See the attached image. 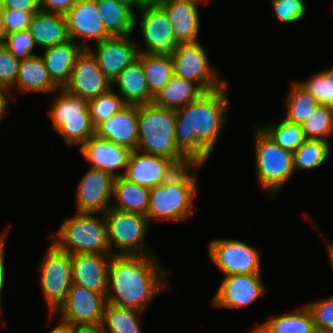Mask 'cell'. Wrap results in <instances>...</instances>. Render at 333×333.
<instances>
[{"label": "cell", "instance_id": "obj_1", "mask_svg": "<svg viewBox=\"0 0 333 333\" xmlns=\"http://www.w3.org/2000/svg\"><path fill=\"white\" fill-rule=\"evenodd\" d=\"M227 84L206 91L185 107L175 110V140L184 154H190L205 163L226 123L228 112Z\"/></svg>", "mask_w": 333, "mask_h": 333}, {"label": "cell", "instance_id": "obj_2", "mask_svg": "<svg viewBox=\"0 0 333 333\" xmlns=\"http://www.w3.org/2000/svg\"><path fill=\"white\" fill-rule=\"evenodd\" d=\"M167 275L168 271L153 254L113 255L108 271L107 302L144 312L156 295L168 289Z\"/></svg>", "mask_w": 333, "mask_h": 333}, {"label": "cell", "instance_id": "obj_3", "mask_svg": "<svg viewBox=\"0 0 333 333\" xmlns=\"http://www.w3.org/2000/svg\"><path fill=\"white\" fill-rule=\"evenodd\" d=\"M96 213L75 212L64 220L58 231L49 239L61 250L69 254L88 253L111 255L107 238L105 216Z\"/></svg>", "mask_w": 333, "mask_h": 333}, {"label": "cell", "instance_id": "obj_4", "mask_svg": "<svg viewBox=\"0 0 333 333\" xmlns=\"http://www.w3.org/2000/svg\"><path fill=\"white\" fill-rule=\"evenodd\" d=\"M138 127V151L168 159L184 155L175 140V110L159 107L154 102L138 105Z\"/></svg>", "mask_w": 333, "mask_h": 333}, {"label": "cell", "instance_id": "obj_5", "mask_svg": "<svg viewBox=\"0 0 333 333\" xmlns=\"http://www.w3.org/2000/svg\"><path fill=\"white\" fill-rule=\"evenodd\" d=\"M54 96L48 111L52 127L68 147L81 146L94 135V126L88 110V100L74 95L64 88Z\"/></svg>", "mask_w": 333, "mask_h": 333}, {"label": "cell", "instance_id": "obj_6", "mask_svg": "<svg viewBox=\"0 0 333 333\" xmlns=\"http://www.w3.org/2000/svg\"><path fill=\"white\" fill-rule=\"evenodd\" d=\"M254 129L256 178L262 190L274 197L295 173L293 152L282 149L260 127Z\"/></svg>", "mask_w": 333, "mask_h": 333}, {"label": "cell", "instance_id": "obj_7", "mask_svg": "<svg viewBox=\"0 0 333 333\" xmlns=\"http://www.w3.org/2000/svg\"><path fill=\"white\" fill-rule=\"evenodd\" d=\"M107 238L111 255L144 256L153 254L144 245L150 223L146 216L110 208L105 214ZM117 250L112 252V248ZM150 252H149V251ZM119 251V252H118Z\"/></svg>", "mask_w": 333, "mask_h": 333}, {"label": "cell", "instance_id": "obj_8", "mask_svg": "<svg viewBox=\"0 0 333 333\" xmlns=\"http://www.w3.org/2000/svg\"><path fill=\"white\" fill-rule=\"evenodd\" d=\"M39 266V280L49 317L65 301L72 281L71 254L59 249L53 242L49 245Z\"/></svg>", "mask_w": 333, "mask_h": 333}, {"label": "cell", "instance_id": "obj_9", "mask_svg": "<svg viewBox=\"0 0 333 333\" xmlns=\"http://www.w3.org/2000/svg\"><path fill=\"white\" fill-rule=\"evenodd\" d=\"M170 55L175 76L192 80L205 91L222 88L227 84L217 69L212 68L207 51L199 41L179 42Z\"/></svg>", "mask_w": 333, "mask_h": 333}, {"label": "cell", "instance_id": "obj_10", "mask_svg": "<svg viewBox=\"0 0 333 333\" xmlns=\"http://www.w3.org/2000/svg\"><path fill=\"white\" fill-rule=\"evenodd\" d=\"M208 252L210 259L224 276L261 274L259 251L244 241L217 238L210 241Z\"/></svg>", "mask_w": 333, "mask_h": 333}, {"label": "cell", "instance_id": "obj_11", "mask_svg": "<svg viewBox=\"0 0 333 333\" xmlns=\"http://www.w3.org/2000/svg\"><path fill=\"white\" fill-rule=\"evenodd\" d=\"M197 184L163 185L150 189L147 219L183 221L192 213Z\"/></svg>", "mask_w": 333, "mask_h": 333}, {"label": "cell", "instance_id": "obj_12", "mask_svg": "<svg viewBox=\"0 0 333 333\" xmlns=\"http://www.w3.org/2000/svg\"><path fill=\"white\" fill-rule=\"evenodd\" d=\"M137 9L134 26L140 22L138 26L146 48L143 51L139 49V53L171 54L177 48L178 42L165 10L159 4L142 5Z\"/></svg>", "mask_w": 333, "mask_h": 333}, {"label": "cell", "instance_id": "obj_13", "mask_svg": "<svg viewBox=\"0 0 333 333\" xmlns=\"http://www.w3.org/2000/svg\"><path fill=\"white\" fill-rule=\"evenodd\" d=\"M107 298L101 293L72 284L65 301L56 311L63 321L76 326H101Z\"/></svg>", "mask_w": 333, "mask_h": 333}, {"label": "cell", "instance_id": "obj_14", "mask_svg": "<svg viewBox=\"0 0 333 333\" xmlns=\"http://www.w3.org/2000/svg\"><path fill=\"white\" fill-rule=\"evenodd\" d=\"M114 181L112 174L89 167L77 186L75 212L105 214L111 208Z\"/></svg>", "mask_w": 333, "mask_h": 333}, {"label": "cell", "instance_id": "obj_15", "mask_svg": "<svg viewBox=\"0 0 333 333\" xmlns=\"http://www.w3.org/2000/svg\"><path fill=\"white\" fill-rule=\"evenodd\" d=\"M112 88L100 69L96 58L88 49L77 56L64 89L85 100H92Z\"/></svg>", "mask_w": 333, "mask_h": 333}, {"label": "cell", "instance_id": "obj_16", "mask_svg": "<svg viewBox=\"0 0 333 333\" xmlns=\"http://www.w3.org/2000/svg\"><path fill=\"white\" fill-rule=\"evenodd\" d=\"M70 40L81 39V47L88 49L89 41L96 43L111 37L104 27L96 0H75L65 15Z\"/></svg>", "mask_w": 333, "mask_h": 333}, {"label": "cell", "instance_id": "obj_17", "mask_svg": "<svg viewBox=\"0 0 333 333\" xmlns=\"http://www.w3.org/2000/svg\"><path fill=\"white\" fill-rule=\"evenodd\" d=\"M261 274H231L224 276L212 305L218 308H243L253 304L266 291Z\"/></svg>", "mask_w": 333, "mask_h": 333}, {"label": "cell", "instance_id": "obj_18", "mask_svg": "<svg viewBox=\"0 0 333 333\" xmlns=\"http://www.w3.org/2000/svg\"><path fill=\"white\" fill-rule=\"evenodd\" d=\"M132 41L130 36H115L96 43V50L91 46L88 48L111 84L121 71L139 57L138 43Z\"/></svg>", "mask_w": 333, "mask_h": 333}, {"label": "cell", "instance_id": "obj_19", "mask_svg": "<svg viewBox=\"0 0 333 333\" xmlns=\"http://www.w3.org/2000/svg\"><path fill=\"white\" fill-rule=\"evenodd\" d=\"M79 150L84 158L91 163L90 168L108 172L115 178L125 174L132 153L129 148L95 135L83 143ZM121 169H125L124 172H118Z\"/></svg>", "mask_w": 333, "mask_h": 333}, {"label": "cell", "instance_id": "obj_20", "mask_svg": "<svg viewBox=\"0 0 333 333\" xmlns=\"http://www.w3.org/2000/svg\"><path fill=\"white\" fill-rule=\"evenodd\" d=\"M94 135L137 150L139 140L138 105L127 104L119 112L94 127Z\"/></svg>", "mask_w": 333, "mask_h": 333}, {"label": "cell", "instance_id": "obj_21", "mask_svg": "<svg viewBox=\"0 0 333 333\" xmlns=\"http://www.w3.org/2000/svg\"><path fill=\"white\" fill-rule=\"evenodd\" d=\"M111 257L112 255L102 254H72L73 284L106 296Z\"/></svg>", "mask_w": 333, "mask_h": 333}, {"label": "cell", "instance_id": "obj_22", "mask_svg": "<svg viewBox=\"0 0 333 333\" xmlns=\"http://www.w3.org/2000/svg\"><path fill=\"white\" fill-rule=\"evenodd\" d=\"M198 0H166L159 5L165 10L176 41H199L197 39L200 27V15L198 14Z\"/></svg>", "mask_w": 333, "mask_h": 333}, {"label": "cell", "instance_id": "obj_23", "mask_svg": "<svg viewBox=\"0 0 333 333\" xmlns=\"http://www.w3.org/2000/svg\"><path fill=\"white\" fill-rule=\"evenodd\" d=\"M28 31L42 50L70 40L66 16L44 10L33 15Z\"/></svg>", "mask_w": 333, "mask_h": 333}, {"label": "cell", "instance_id": "obj_24", "mask_svg": "<svg viewBox=\"0 0 333 333\" xmlns=\"http://www.w3.org/2000/svg\"><path fill=\"white\" fill-rule=\"evenodd\" d=\"M117 87V93L129 105H144L154 102L150 93L141 63V53L136 61L121 71L113 81L112 87ZM117 85V86H116Z\"/></svg>", "mask_w": 333, "mask_h": 333}, {"label": "cell", "instance_id": "obj_25", "mask_svg": "<svg viewBox=\"0 0 333 333\" xmlns=\"http://www.w3.org/2000/svg\"><path fill=\"white\" fill-rule=\"evenodd\" d=\"M169 160L168 158L134 150L130 155L123 176L137 185L152 189L161 184L164 169Z\"/></svg>", "mask_w": 333, "mask_h": 333}, {"label": "cell", "instance_id": "obj_26", "mask_svg": "<svg viewBox=\"0 0 333 333\" xmlns=\"http://www.w3.org/2000/svg\"><path fill=\"white\" fill-rule=\"evenodd\" d=\"M82 50L81 45L73 40L43 49L44 53L40 56L52 82L58 88H64L69 81L71 69Z\"/></svg>", "mask_w": 333, "mask_h": 333}, {"label": "cell", "instance_id": "obj_27", "mask_svg": "<svg viewBox=\"0 0 333 333\" xmlns=\"http://www.w3.org/2000/svg\"><path fill=\"white\" fill-rule=\"evenodd\" d=\"M15 87L21 93L56 94L59 89L51 80L40 54L21 60Z\"/></svg>", "mask_w": 333, "mask_h": 333}, {"label": "cell", "instance_id": "obj_28", "mask_svg": "<svg viewBox=\"0 0 333 333\" xmlns=\"http://www.w3.org/2000/svg\"><path fill=\"white\" fill-rule=\"evenodd\" d=\"M106 32L111 36H131L135 9L119 0H96Z\"/></svg>", "mask_w": 333, "mask_h": 333}, {"label": "cell", "instance_id": "obj_29", "mask_svg": "<svg viewBox=\"0 0 333 333\" xmlns=\"http://www.w3.org/2000/svg\"><path fill=\"white\" fill-rule=\"evenodd\" d=\"M252 333H313L316 330L312 314L307 306L289 313L273 316L269 320L255 323Z\"/></svg>", "mask_w": 333, "mask_h": 333}, {"label": "cell", "instance_id": "obj_30", "mask_svg": "<svg viewBox=\"0 0 333 333\" xmlns=\"http://www.w3.org/2000/svg\"><path fill=\"white\" fill-rule=\"evenodd\" d=\"M205 92L198 83L174 75L154 98V103L162 108L178 110Z\"/></svg>", "mask_w": 333, "mask_h": 333}, {"label": "cell", "instance_id": "obj_31", "mask_svg": "<svg viewBox=\"0 0 333 333\" xmlns=\"http://www.w3.org/2000/svg\"><path fill=\"white\" fill-rule=\"evenodd\" d=\"M113 197L117 203L111 208L131 213L147 215L150 201V189L137 185L124 176L116 177L114 181Z\"/></svg>", "mask_w": 333, "mask_h": 333}, {"label": "cell", "instance_id": "obj_32", "mask_svg": "<svg viewBox=\"0 0 333 333\" xmlns=\"http://www.w3.org/2000/svg\"><path fill=\"white\" fill-rule=\"evenodd\" d=\"M141 63L150 93L156 97L174 76L170 54L141 53Z\"/></svg>", "mask_w": 333, "mask_h": 333}, {"label": "cell", "instance_id": "obj_33", "mask_svg": "<svg viewBox=\"0 0 333 333\" xmlns=\"http://www.w3.org/2000/svg\"><path fill=\"white\" fill-rule=\"evenodd\" d=\"M144 313L132 308L106 304L101 329L103 333H142L138 322Z\"/></svg>", "mask_w": 333, "mask_h": 333}, {"label": "cell", "instance_id": "obj_34", "mask_svg": "<svg viewBox=\"0 0 333 333\" xmlns=\"http://www.w3.org/2000/svg\"><path fill=\"white\" fill-rule=\"evenodd\" d=\"M202 165H204L202 161L190 154L170 159L164 169L161 184L168 186L197 184L194 171Z\"/></svg>", "mask_w": 333, "mask_h": 333}, {"label": "cell", "instance_id": "obj_35", "mask_svg": "<svg viewBox=\"0 0 333 333\" xmlns=\"http://www.w3.org/2000/svg\"><path fill=\"white\" fill-rule=\"evenodd\" d=\"M291 92L286 97V116L285 120L302 124L319 106L317 100L297 82L292 83Z\"/></svg>", "mask_w": 333, "mask_h": 333}, {"label": "cell", "instance_id": "obj_36", "mask_svg": "<svg viewBox=\"0 0 333 333\" xmlns=\"http://www.w3.org/2000/svg\"><path fill=\"white\" fill-rule=\"evenodd\" d=\"M331 144L323 139H306L293 152V167L296 170H311L321 166L330 154Z\"/></svg>", "mask_w": 333, "mask_h": 333}, {"label": "cell", "instance_id": "obj_37", "mask_svg": "<svg viewBox=\"0 0 333 333\" xmlns=\"http://www.w3.org/2000/svg\"><path fill=\"white\" fill-rule=\"evenodd\" d=\"M282 149L295 152L306 140L300 124L283 119L281 122L259 126Z\"/></svg>", "mask_w": 333, "mask_h": 333}, {"label": "cell", "instance_id": "obj_38", "mask_svg": "<svg viewBox=\"0 0 333 333\" xmlns=\"http://www.w3.org/2000/svg\"><path fill=\"white\" fill-rule=\"evenodd\" d=\"M306 139H323L333 135V108L319 105L301 124Z\"/></svg>", "mask_w": 333, "mask_h": 333}, {"label": "cell", "instance_id": "obj_39", "mask_svg": "<svg viewBox=\"0 0 333 333\" xmlns=\"http://www.w3.org/2000/svg\"><path fill=\"white\" fill-rule=\"evenodd\" d=\"M126 105L123 98L114 91L113 87L97 98L89 100L88 110L93 126L95 127L101 121L113 116Z\"/></svg>", "mask_w": 333, "mask_h": 333}, {"label": "cell", "instance_id": "obj_40", "mask_svg": "<svg viewBox=\"0 0 333 333\" xmlns=\"http://www.w3.org/2000/svg\"><path fill=\"white\" fill-rule=\"evenodd\" d=\"M309 78L297 83L308 91L319 105L333 108V67L315 73Z\"/></svg>", "mask_w": 333, "mask_h": 333}, {"label": "cell", "instance_id": "obj_41", "mask_svg": "<svg viewBox=\"0 0 333 333\" xmlns=\"http://www.w3.org/2000/svg\"><path fill=\"white\" fill-rule=\"evenodd\" d=\"M4 47L19 60L37 55L33 52L37 46L28 30L7 33Z\"/></svg>", "mask_w": 333, "mask_h": 333}, {"label": "cell", "instance_id": "obj_42", "mask_svg": "<svg viewBox=\"0 0 333 333\" xmlns=\"http://www.w3.org/2000/svg\"><path fill=\"white\" fill-rule=\"evenodd\" d=\"M270 3L276 18L284 24L299 21L307 12L305 0H274Z\"/></svg>", "mask_w": 333, "mask_h": 333}, {"label": "cell", "instance_id": "obj_43", "mask_svg": "<svg viewBox=\"0 0 333 333\" xmlns=\"http://www.w3.org/2000/svg\"><path fill=\"white\" fill-rule=\"evenodd\" d=\"M20 62L21 60L11 54L4 45L0 47V86L9 93L10 97L12 93L9 91L15 87Z\"/></svg>", "mask_w": 333, "mask_h": 333}, {"label": "cell", "instance_id": "obj_44", "mask_svg": "<svg viewBox=\"0 0 333 333\" xmlns=\"http://www.w3.org/2000/svg\"><path fill=\"white\" fill-rule=\"evenodd\" d=\"M305 305L312 314L316 329L333 333V296Z\"/></svg>", "mask_w": 333, "mask_h": 333}, {"label": "cell", "instance_id": "obj_45", "mask_svg": "<svg viewBox=\"0 0 333 333\" xmlns=\"http://www.w3.org/2000/svg\"><path fill=\"white\" fill-rule=\"evenodd\" d=\"M35 13L3 9L2 20L5 33L28 30Z\"/></svg>", "mask_w": 333, "mask_h": 333}, {"label": "cell", "instance_id": "obj_46", "mask_svg": "<svg viewBox=\"0 0 333 333\" xmlns=\"http://www.w3.org/2000/svg\"><path fill=\"white\" fill-rule=\"evenodd\" d=\"M0 7L24 12H38L41 10L39 0H0Z\"/></svg>", "mask_w": 333, "mask_h": 333}, {"label": "cell", "instance_id": "obj_47", "mask_svg": "<svg viewBox=\"0 0 333 333\" xmlns=\"http://www.w3.org/2000/svg\"><path fill=\"white\" fill-rule=\"evenodd\" d=\"M75 0H39L41 10L66 15Z\"/></svg>", "mask_w": 333, "mask_h": 333}, {"label": "cell", "instance_id": "obj_48", "mask_svg": "<svg viewBox=\"0 0 333 333\" xmlns=\"http://www.w3.org/2000/svg\"><path fill=\"white\" fill-rule=\"evenodd\" d=\"M10 227L6 228L1 234H0V316L2 317L4 314L2 312V306H1V294H2V289L5 281V261H4V253H5V247L6 244L5 242L7 241V234L8 230Z\"/></svg>", "mask_w": 333, "mask_h": 333}, {"label": "cell", "instance_id": "obj_49", "mask_svg": "<svg viewBox=\"0 0 333 333\" xmlns=\"http://www.w3.org/2000/svg\"><path fill=\"white\" fill-rule=\"evenodd\" d=\"M9 98H10L9 93L0 86V123L8 113L7 106L9 104L8 103L9 102L8 100H10Z\"/></svg>", "mask_w": 333, "mask_h": 333}, {"label": "cell", "instance_id": "obj_50", "mask_svg": "<svg viewBox=\"0 0 333 333\" xmlns=\"http://www.w3.org/2000/svg\"><path fill=\"white\" fill-rule=\"evenodd\" d=\"M48 333H74V324L63 321L62 319Z\"/></svg>", "mask_w": 333, "mask_h": 333}, {"label": "cell", "instance_id": "obj_51", "mask_svg": "<svg viewBox=\"0 0 333 333\" xmlns=\"http://www.w3.org/2000/svg\"><path fill=\"white\" fill-rule=\"evenodd\" d=\"M74 333H103L101 326H76L74 325Z\"/></svg>", "mask_w": 333, "mask_h": 333}, {"label": "cell", "instance_id": "obj_52", "mask_svg": "<svg viewBox=\"0 0 333 333\" xmlns=\"http://www.w3.org/2000/svg\"><path fill=\"white\" fill-rule=\"evenodd\" d=\"M3 9L0 7V47L4 45L6 33L3 27V20H2Z\"/></svg>", "mask_w": 333, "mask_h": 333}, {"label": "cell", "instance_id": "obj_53", "mask_svg": "<svg viewBox=\"0 0 333 333\" xmlns=\"http://www.w3.org/2000/svg\"><path fill=\"white\" fill-rule=\"evenodd\" d=\"M329 239L327 238H324V241L327 245V249H328V252H329V255H330V262H331V268L333 270V243L331 241H328Z\"/></svg>", "mask_w": 333, "mask_h": 333}, {"label": "cell", "instance_id": "obj_54", "mask_svg": "<svg viewBox=\"0 0 333 333\" xmlns=\"http://www.w3.org/2000/svg\"><path fill=\"white\" fill-rule=\"evenodd\" d=\"M140 6L142 5H157L160 4L166 0H138Z\"/></svg>", "mask_w": 333, "mask_h": 333}, {"label": "cell", "instance_id": "obj_55", "mask_svg": "<svg viewBox=\"0 0 333 333\" xmlns=\"http://www.w3.org/2000/svg\"><path fill=\"white\" fill-rule=\"evenodd\" d=\"M125 3H129L132 7L135 8V10H137V8L140 6L139 1L138 0H119Z\"/></svg>", "mask_w": 333, "mask_h": 333}, {"label": "cell", "instance_id": "obj_56", "mask_svg": "<svg viewBox=\"0 0 333 333\" xmlns=\"http://www.w3.org/2000/svg\"><path fill=\"white\" fill-rule=\"evenodd\" d=\"M313 333H330L326 330H319V329H316Z\"/></svg>", "mask_w": 333, "mask_h": 333}]
</instances>
